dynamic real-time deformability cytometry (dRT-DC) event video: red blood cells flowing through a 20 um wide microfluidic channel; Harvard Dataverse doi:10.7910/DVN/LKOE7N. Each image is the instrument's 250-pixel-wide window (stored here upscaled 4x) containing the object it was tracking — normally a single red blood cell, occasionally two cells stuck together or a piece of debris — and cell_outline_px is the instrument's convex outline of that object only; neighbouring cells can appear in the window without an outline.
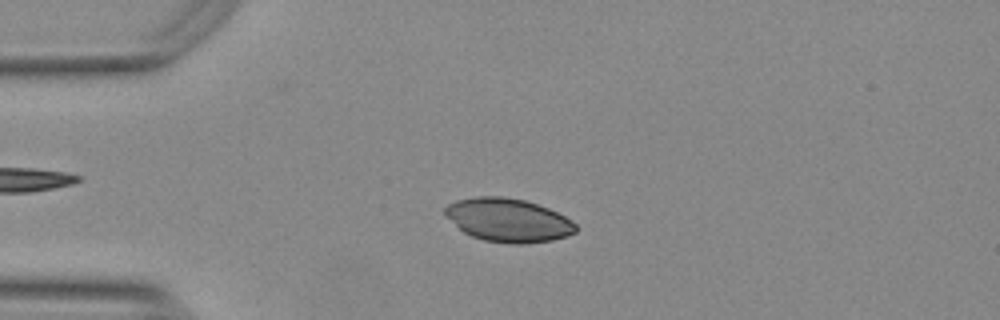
{"species": "Egyptian fruit bat (a non-hibernating species)", "species_latin": "Rousettus aegyptiacus", "temperature_condition": "warm", "stored_images_in_passage": 54, "camera_frame_rate_fps": 3000, "um_per_image_px": 0.085, "animal": {"sex": "female"}, "frame": {"image": 1, "passage_image": 12, "time_ms": 3.667, "image_size_px": [1000, 320], "cell_outline_px": [[576, 232], [568, 236], [552, 240], [524, 244], [516, 244], [484, 240], [472, 236], [464, 232], [444, 216], [444, 208], [448, 204], [456, 200], [476, 196], [500, 196], [524, 200], [548, 208], [564, 216], [576, 224]], "centroid_in_image_um": [43.17, 18.71], "position_along_channel_um": 41.8, "area_um2": 33.06}}
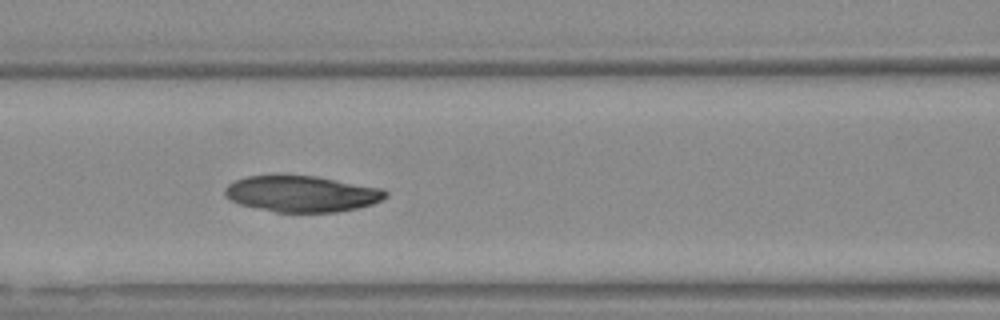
{"frame": {"image": 2, "passage_image": 22, "time_ms": 7.0, "image_size_px": [1000, 320], "cell_outline_px": [[388, 196], [372, 204], [356, 208], [336, 212], [276, 212], [240, 204], [224, 196], [224, 188], [228, 184], [236, 180], [248, 176], [316, 176], [384, 188], [388, 192]], "centroid_in_image_um": [25.68, 16.47], "position_along_channel_um": 140.9, "area_um2": 33.7}}
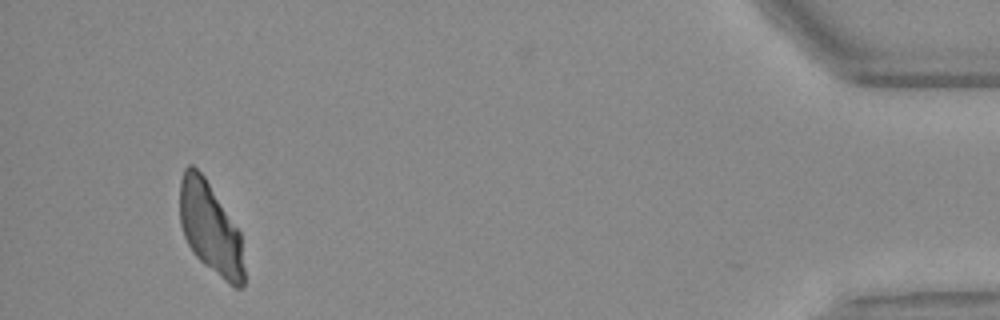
{"frame": {"image": 3, "passage_image": 50, "time_ms": 16.333, "image_size_px": [1000, 320], "cell_outline_px": [[244, 288], [236, 288], [224, 280], [204, 264], [196, 256], [188, 244], [184, 236], [180, 224], [180, 180], [184, 168], [188, 164], [192, 164], [204, 176], [240, 232], [244, 268]], "centroid_in_image_um": [17.87, 19.4], "position_along_channel_um": 417.3, "area_um2": 34.04}}